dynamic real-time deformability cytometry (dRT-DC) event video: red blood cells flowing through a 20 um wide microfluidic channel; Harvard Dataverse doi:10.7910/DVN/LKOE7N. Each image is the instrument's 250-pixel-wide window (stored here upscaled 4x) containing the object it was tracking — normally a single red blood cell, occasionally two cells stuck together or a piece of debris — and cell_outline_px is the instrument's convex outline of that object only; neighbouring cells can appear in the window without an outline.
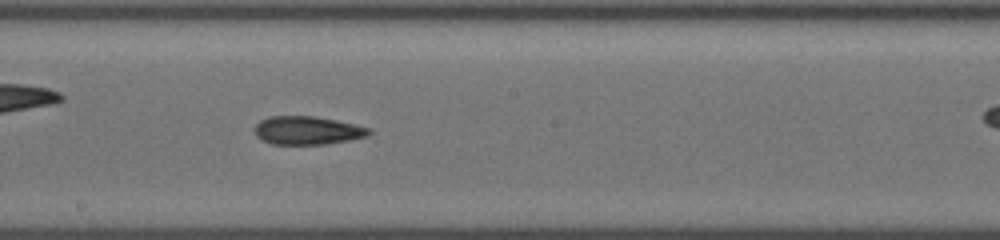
{"species": "common noctule bat (a hibernating species)", "species_latin": "Nyctalus noctula", "temperature_condition": "cold", "stored_images_in_passage": 57, "camera_frame_rate_fps": 3000, "um_per_image_px": 0.085, "animal": {"sex": "female", "body_mass_g": 19.5, "forearm_length_mm": 54.1}, "frame": {"image": 1, "passage_image": 33, "time_ms": 10.667, "image_size_px": [1000, 240], "cell_outline_px": [[372, 132], [368, 136], [348, 140], [324, 144], [272, 144], [260, 140], [256, 136], [252, 128], [260, 120], [268, 116], [316, 116], [356, 124], [372, 128]], "centroid_in_image_um": [26.1, 11.08], "position_along_channel_um": 222.1, "area_um2": 19.19}}
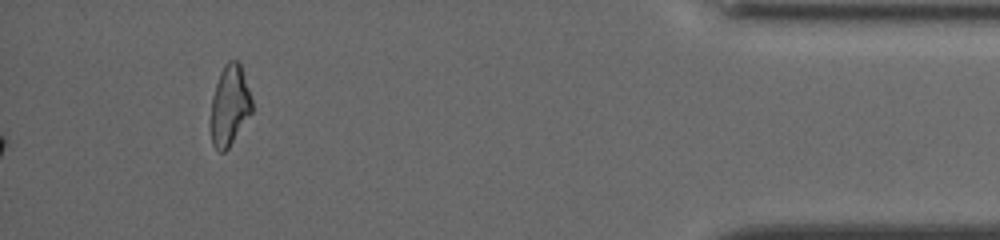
{"frame": {"image": 2, "passage_image": 57, "time_ms": 18.667, "image_size_px": [1000, 240], "cell_outline_px": [[252, 112], [228, 148], [224, 152], [220, 152], [212, 144], [212, 96], [220, 72], [224, 64], [228, 60], [236, 60], [240, 64], [252, 100]], "centroid_in_image_um": [19.53, 8.95], "position_along_channel_um": 415.7, "area_um2": 18.84}, "authors_computed_cell_mechanics": {"area_um2": 19.2474, "velocity_mm_per_s": 3.8102, "shape_relaxation_time_tau1_ms": 5.4833, "shape_relaxation_time_tau2_ms": 3.1577, "deformation_change_tau1": 0.1418, "deformation_change_tau2": 0.1128}}